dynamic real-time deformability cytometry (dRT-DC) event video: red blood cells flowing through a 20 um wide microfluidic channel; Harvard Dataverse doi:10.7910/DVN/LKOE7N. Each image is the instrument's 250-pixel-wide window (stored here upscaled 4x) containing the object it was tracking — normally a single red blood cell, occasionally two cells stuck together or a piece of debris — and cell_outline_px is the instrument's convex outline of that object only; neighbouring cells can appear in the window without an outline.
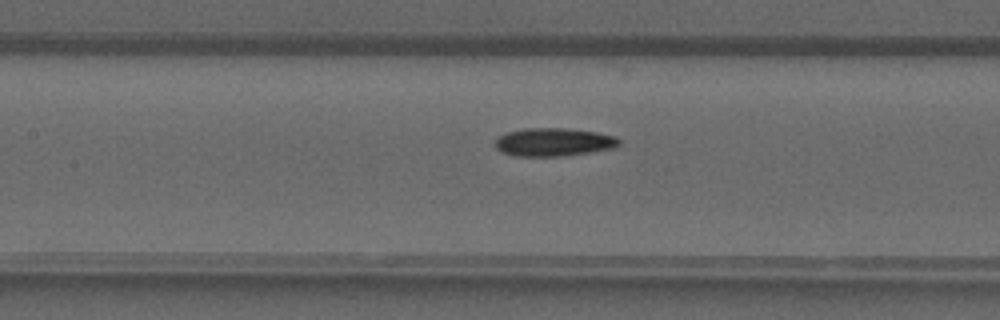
{"species": "common noctule bat (a hibernating species)", "species_latin": "Nyctalus noctula", "temperature_condition": "warm", "stored_images_in_passage": 41, "camera_frame_rate_fps": 3000, "um_per_image_px": 0.085, "animal": {"sex": "male", "forearm_length_mm": 52.5}, "frame": {"image": 1, "passage_image": 19, "time_ms": 6.0, "image_size_px": [1000, 320], "cell_outline_px": [[620, 144], [616, 148], [592, 152], [560, 156], [516, 156], [500, 152], [496, 148], [496, 136], [508, 132], [524, 128], [564, 128], [596, 132], [616, 136], [620, 140]], "centroid_in_image_um": [47.07, 12.08], "position_along_channel_um": 160.3, "area_um2": 20.52}}
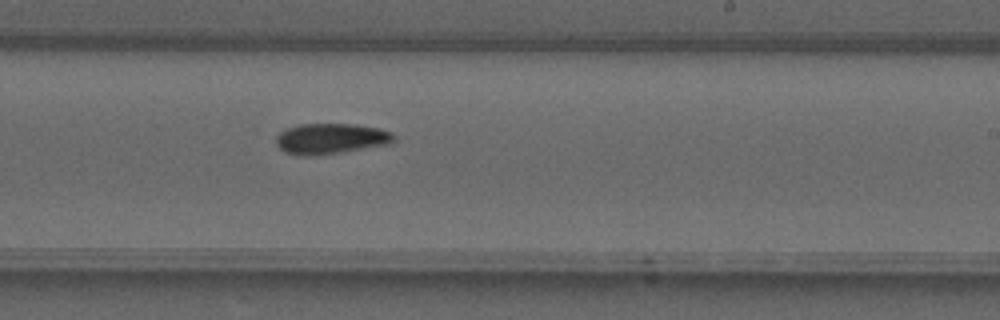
{"frame": {"image": 2, "passage_image": 25, "time_ms": 8.0, "image_size_px": [1000, 320], "cell_outline_px": [[396, 136], [392, 144], [340, 152], [308, 156], [300, 156], [284, 152], [276, 144], [276, 136], [280, 132], [288, 128], [300, 124], [352, 124], [380, 128], [392, 132]], "centroid_in_image_um": [28.14, 11.79], "position_along_channel_um": 260.9, "area_um2": 21.1}}
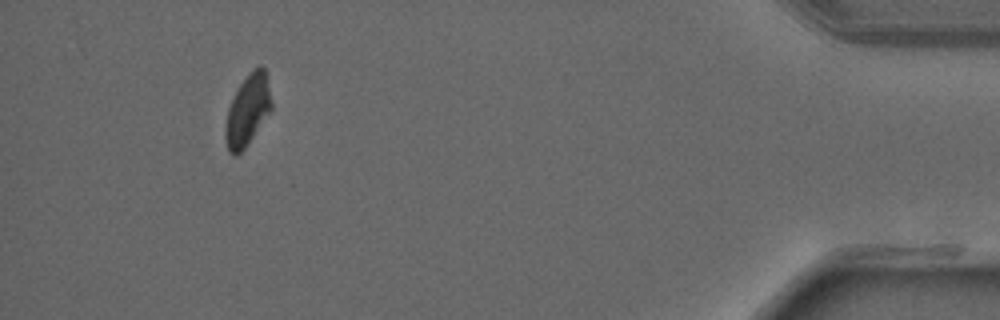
{"frame": {"image": 3, "passage_image": 38, "time_ms": 12.333, "image_size_px": [1000, 320], "cell_outline_px": [[272, 112], [244, 148], [236, 156], [232, 156], [228, 152], [224, 136], [224, 132], [228, 108], [236, 88], [260, 64], [264, 68], [272, 104]], "centroid_in_image_um": [21.03, 9.43], "position_along_channel_um": 414.2, "area_um2": 19.02}}